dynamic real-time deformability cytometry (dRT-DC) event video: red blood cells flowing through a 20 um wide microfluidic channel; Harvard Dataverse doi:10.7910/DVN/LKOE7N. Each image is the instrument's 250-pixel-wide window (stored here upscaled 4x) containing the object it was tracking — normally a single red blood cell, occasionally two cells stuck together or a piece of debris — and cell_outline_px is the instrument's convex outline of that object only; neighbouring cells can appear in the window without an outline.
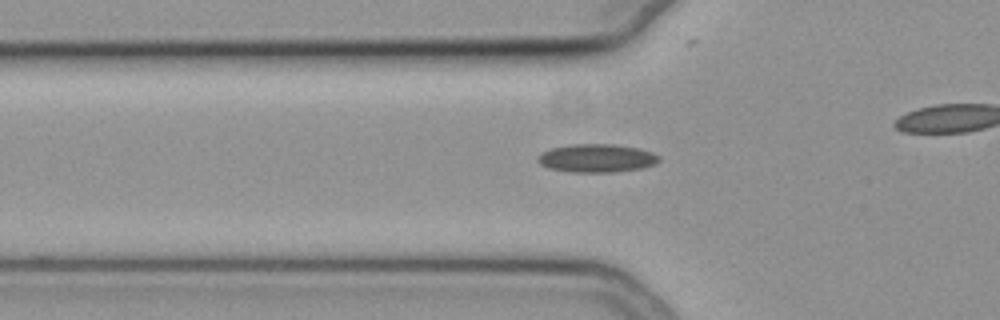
{"species": "common noctule bat (a hibernating species)", "species_latin": "Nyctalus noctula", "temperature_condition": "cold", "stored_images_in_passage": 41, "camera_frame_rate_fps": 3000, "um_per_image_px": 0.085, "animal": {"sex": "female", "body_mass_g": 19.3, "forearm_length_mm": 54.1}, "frame": {"image": 1, "passage_image": 16, "time_ms": 5.0, "image_size_px": [1000, 320], "cell_outline_px": [[660, 160], [656, 164], [644, 168], [612, 172], [572, 172], [548, 168], [540, 164], [536, 160], [544, 152], [552, 148], [572, 144], [612, 144], [636, 148], [652, 152], [660, 156]], "centroid_in_image_um": [50.76, 13.45], "position_along_channel_um": 75.0, "area_um2": 19.88}}
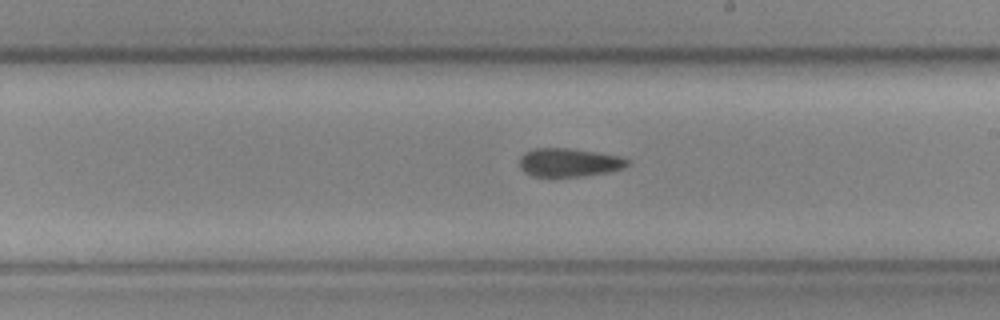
{"frame": {"image": 2, "passage_image": 29, "time_ms": 9.333, "image_size_px": [1000, 320], "cell_outline_px": [[632, 164], [624, 168], [612, 172], [584, 176], [532, 176], [524, 172], [520, 168], [520, 156], [524, 152], [536, 148], [568, 148], [596, 152], [620, 156], [632, 160]], "centroid_in_image_um": [48.43, 13.81], "position_along_channel_um": 240.6, "area_um2": 18.21}}
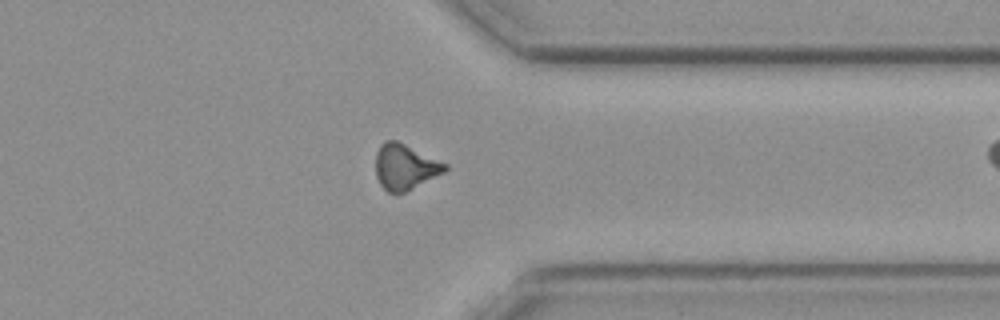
{"frame": {"image": 3, "passage_image": 40, "time_ms": 13.0, "image_size_px": [1000, 320], "cell_outline_px": [[448, 168], [444, 172], [404, 192], [388, 192], [380, 184], [376, 176], [376, 152], [380, 144], [384, 140], [396, 140], [448, 164]], "centroid_in_image_um": [34.4, 14.16], "position_along_channel_um": 377.0, "area_um2": 18.15}}